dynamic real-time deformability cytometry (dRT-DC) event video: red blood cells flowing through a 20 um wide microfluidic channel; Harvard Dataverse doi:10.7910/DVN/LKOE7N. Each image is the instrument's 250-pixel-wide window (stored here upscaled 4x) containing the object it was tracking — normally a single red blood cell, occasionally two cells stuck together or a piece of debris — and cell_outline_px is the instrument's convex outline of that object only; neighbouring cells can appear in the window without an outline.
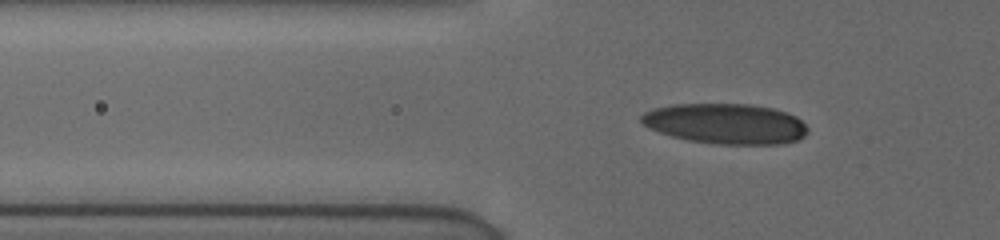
{"species": "human", "species_latin": "Homo sapiens", "temperature_condition": "cold", "stored_images_in_passage": 41, "camera_frame_rate_fps": 3000, "um_per_image_px": 0.085, "donor": {"sex": "female"}, "frame": {"image": 1, "passage_image": 7, "time_ms": 2.0, "image_size_px": [1000, 240], "cell_outline_px": [[808, 132], [804, 136], [796, 140], [780, 144], [716, 144], [688, 140], [672, 136], [660, 132], [644, 124], [640, 120], [640, 116], [644, 112], [652, 108], [672, 104], [752, 104], [772, 108], [788, 112], [796, 116], [808, 128]], "centroid_in_image_um": [61.69, 10.5], "position_along_channel_um": 64.1, "area_um2": 39.19}}
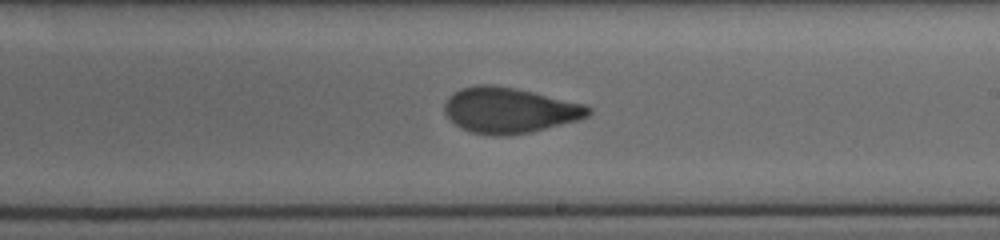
{"frame": {"image": 2, "passage_image": 22, "time_ms": 7.0, "image_size_px": [1000, 240], "cell_outline_px": [[592, 112], [588, 116], [580, 120], [532, 132], [504, 136], [492, 136], [472, 132], [456, 124], [444, 112], [444, 104], [448, 96], [452, 92], [460, 88], [476, 84], [492, 84], [516, 88], [588, 104], [592, 108]], "centroid_in_image_um": [43.34, 9.36], "position_along_channel_um": 245.7, "area_um2": 38.73}}
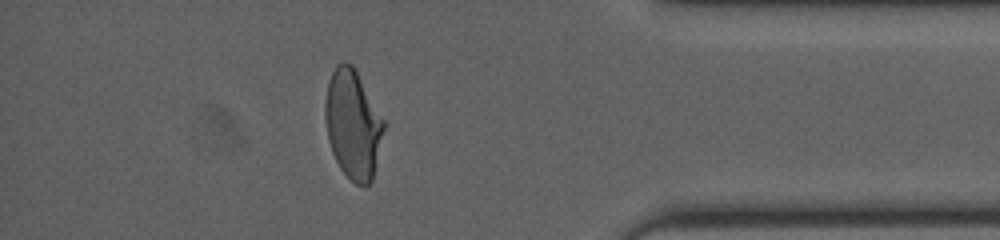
{"frame": {"image": 3, "passage_image": 36, "time_ms": 11.667, "image_size_px": [1000, 240], "cell_outline_px": [[384, 128], [372, 180], [368, 184], [356, 184], [340, 168], [332, 152], [328, 140], [324, 116], [324, 104], [328, 80], [336, 64], [344, 60], [352, 64], [356, 68], [384, 120]], "centroid_in_image_um": [29.97, 10.49], "position_along_channel_um": 405.2, "area_um2": 37.17}, "authors_computed_cell_mechanics": {"area_um2": 37.859, "velocity_mm_per_s": 3.8882, "shape_relaxation_time_tau1_ms": 5.5695, "shape_relaxation_time_tau2_ms": 0.8658, "deformation_change_tau1": 0.197, "deformation_change_tau2": 0.0721}}